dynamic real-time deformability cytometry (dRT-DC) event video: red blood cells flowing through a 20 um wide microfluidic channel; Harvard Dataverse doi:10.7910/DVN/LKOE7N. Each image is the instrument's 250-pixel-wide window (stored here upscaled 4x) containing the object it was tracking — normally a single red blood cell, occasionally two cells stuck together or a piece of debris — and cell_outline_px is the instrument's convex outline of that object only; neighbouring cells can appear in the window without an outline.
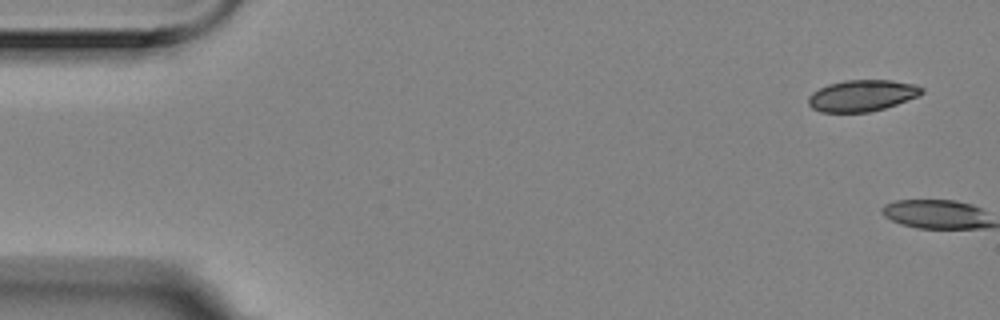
{"species": "Egyptian fruit bat (a non-hibernating species)", "species_latin": "Rousettus aegyptiacus", "temperature_condition": "room temperature", "stored_images_in_passage": 2, "camera_frame_rate_fps": 3000, "um_per_image_px": 0.085, "animal": {"sex": "female"}, "frame": {"image": 1, "passage_image": 1, "time_ms": 0.0, "image_size_px": [1000, 320], "cell_outline_px": [[924, 92], [916, 96], [896, 104], [884, 108], [868, 112], [820, 112], [812, 108], [808, 104], [808, 96], [812, 92], [828, 84], [844, 80], [892, 80], [916, 84], [924, 88]], "centroid_in_image_um": [73.25, 8.12], "position_along_channel_um": 11.7, "area_um2": 20.75}}